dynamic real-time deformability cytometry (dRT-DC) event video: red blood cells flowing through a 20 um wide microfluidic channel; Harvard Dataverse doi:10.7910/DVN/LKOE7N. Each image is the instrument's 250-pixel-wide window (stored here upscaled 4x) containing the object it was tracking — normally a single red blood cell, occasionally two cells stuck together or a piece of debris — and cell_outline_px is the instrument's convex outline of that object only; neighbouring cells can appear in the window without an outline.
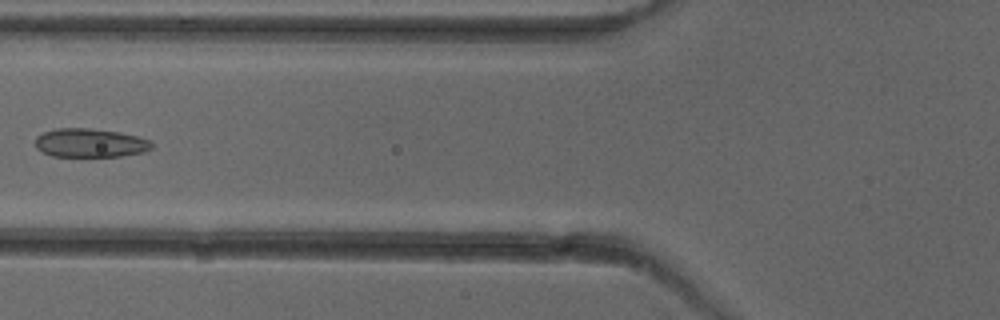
{"species": "common noctule bat (a hibernating species)", "species_latin": "Nyctalus noctula", "temperature_condition": "cold", "stored_images_in_passage": 6, "camera_frame_rate_fps": 3000, "um_per_image_px": 0.085, "animal": {"sex": "female"}, "frame": {"image": 1, "passage_image": 6, "time_ms": 6.667, "image_size_px": [1000, 320], "cell_outline_px": [[152, 148], [144, 152], [120, 156], [52, 156], [36, 148], [36, 136], [44, 132], [56, 128], [88, 128], [120, 132], [136, 136], [148, 140], [152, 144]], "centroid_in_image_um": [7.65, 12.14], "position_along_channel_um": 118.2, "area_um2": 19.36}}